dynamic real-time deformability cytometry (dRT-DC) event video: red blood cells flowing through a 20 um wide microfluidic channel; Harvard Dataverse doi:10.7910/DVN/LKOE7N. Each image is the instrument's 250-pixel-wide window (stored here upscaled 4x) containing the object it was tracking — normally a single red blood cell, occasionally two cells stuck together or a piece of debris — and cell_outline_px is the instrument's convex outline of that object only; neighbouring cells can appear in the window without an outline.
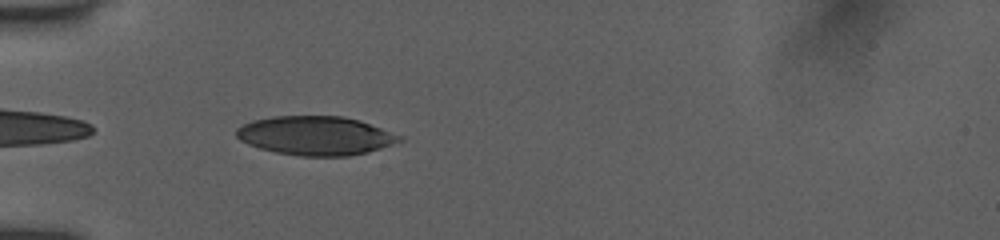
{"species": "human", "species_latin": "Homo sapiens", "temperature_condition": "room temperature", "stored_images_in_passage": 23, "camera_frame_rate_fps": 3000, "um_per_image_px": 0.085, "donor": {"sex": "female"}, "frame": {"image": 1, "passage_image": 10, "time_ms": 4.333, "image_size_px": [1000, 240], "cell_outline_px": [[404, 140], [368, 152], [348, 156], [300, 156], [276, 152], [260, 148], [248, 144], [240, 140], [236, 136], [236, 128], [252, 120], [272, 116], [344, 116], [360, 120], [404, 136]], "centroid_in_image_um": [26.84, 11.52], "position_along_channel_um": 58.2, "area_um2": 37.17}}
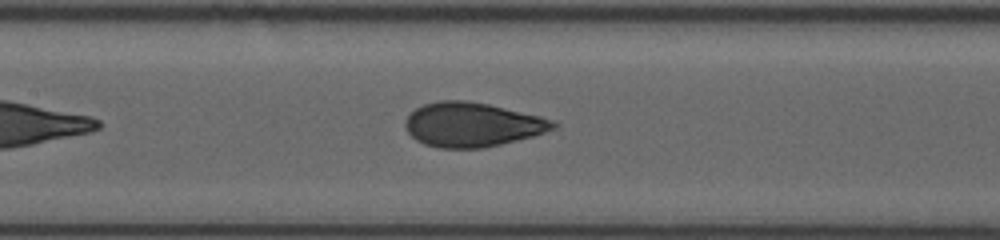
{"frame": {"image": 2, "passage_image": 16, "time_ms": 7.333, "image_size_px": [1000, 240], "cell_outline_px": [[560, 124], [556, 128], [532, 136], [484, 148], [440, 148], [424, 144], [416, 140], [404, 128], [404, 120], [416, 108], [424, 104], [440, 100], [468, 100], [488, 104], [540, 116], [556, 120]], "centroid_in_image_um": [40.14, 10.59], "position_along_channel_um": 167.3, "area_um2": 38.26}}
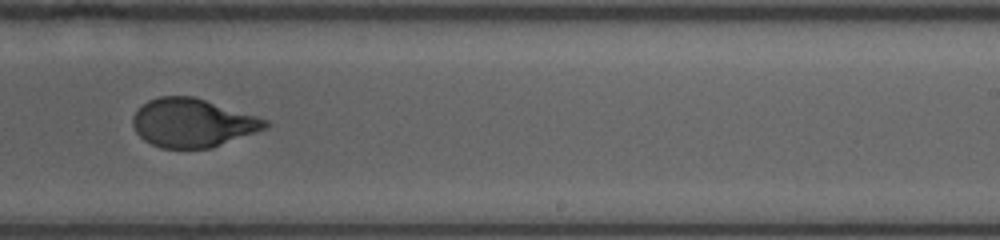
{"frame": {"image": 3, "passage_image": 21, "time_ms": 10.0, "image_size_px": [1000, 240], "cell_outline_px": [[272, 124], [268, 128], [212, 148], [160, 148], [144, 140], [136, 132], [132, 124], [132, 116], [148, 100], [160, 96], [192, 96], [256, 116], [268, 120]], "centroid_in_image_um": [16.38, 10.45], "position_along_channel_um": 272.6, "area_um2": 37.34}}